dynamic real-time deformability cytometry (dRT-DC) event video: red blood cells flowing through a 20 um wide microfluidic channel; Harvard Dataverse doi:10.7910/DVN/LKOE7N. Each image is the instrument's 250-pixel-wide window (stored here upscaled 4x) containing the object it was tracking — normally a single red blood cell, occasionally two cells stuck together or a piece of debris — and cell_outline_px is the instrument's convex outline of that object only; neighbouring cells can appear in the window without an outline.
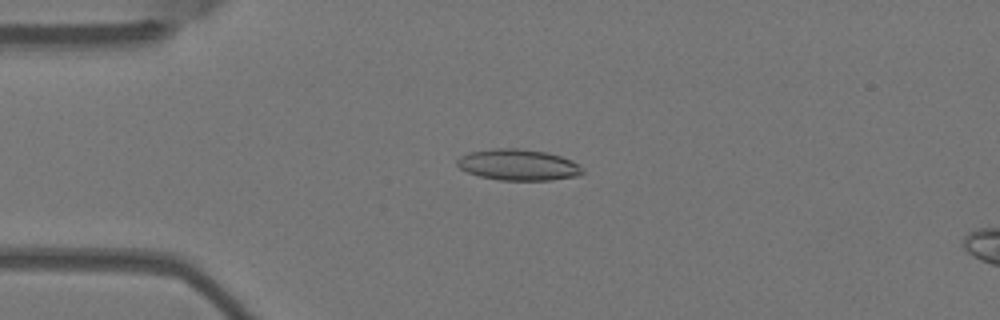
{"species": "Egyptian fruit bat (a non-hibernating species)", "species_latin": "Rousettus aegyptiacus", "temperature_condition": "warm", "stored_images_in_passage": 4, "camera_frame_rate_fps": 3000, "um_per_image_px": 0.085, "animal": {"sex": "female"}, "frame": {"image": 1, "passage_image": 2, "time_ms": 0.333, "image_size_px": [1000, 320], "cell_outline_px": [[584, 172], [576, 176], [552, 180], [500, 180], [480, 176], [468, 172], [460, 168], [456, 164], [456, 160], [460, 156], [468, 152], [496, 148], [516, 148], [548, 152], [572, 160], [584, 168]], "centroid_in_image_um": [44.06, 14.0], "position_along_channel_um": 40.9, "area_um2": 22.83}}